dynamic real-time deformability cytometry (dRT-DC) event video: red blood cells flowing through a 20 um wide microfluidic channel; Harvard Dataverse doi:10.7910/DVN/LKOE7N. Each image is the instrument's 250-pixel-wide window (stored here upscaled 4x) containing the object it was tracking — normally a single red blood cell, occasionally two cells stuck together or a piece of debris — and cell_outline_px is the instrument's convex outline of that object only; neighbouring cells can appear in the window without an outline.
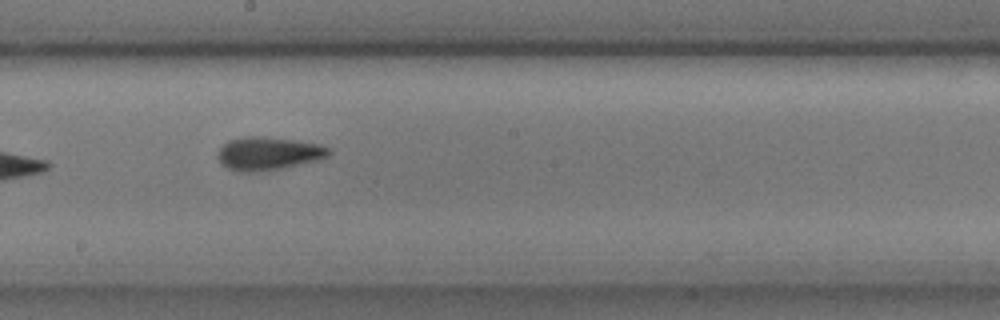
{"species": "common noctule bat (a hibernating species)", "species_latin": "Nyctalus noctula", "temperature_condition": "cold", "stored_images_in_passage": 8, "segment_of_instrument_passage": [1, 2], "camera_frame_rate_fps": 3000, "um_per_image_px": 0.085, "animal": {"sex": "male", "body_mass_g": 17.9, "forearm_length_mm": 54.2}, "frame": {"image": 1, "passage_image": 6, "time_ms": 1.667, "image_size_px": [1000, 320], "cell_outline_px": [[332, 152], [328, 156], [320, 160], [280, 168], [252, 172], [236, 172], [220, 164], [216, 156], [216, 152], [228, 140], [244, 136], [264, 136], [320, 144], [332, 148]], "centroid_in_image_um": [22.79, 13.04], "position_along_channel_um": 225.4, "area_um2": 21.73}}
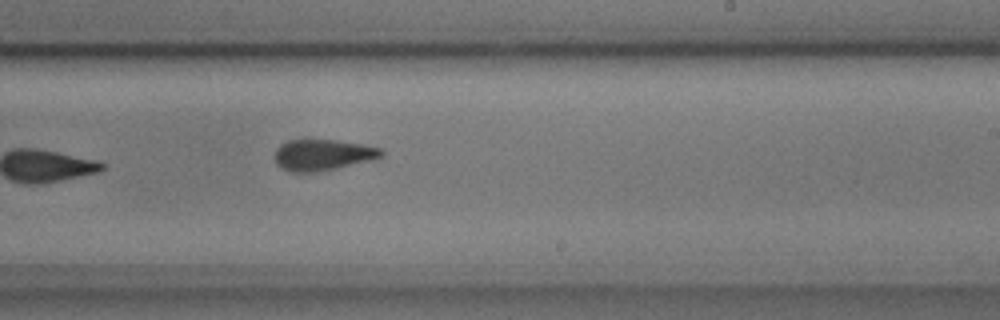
{"frame": {"image": 2, "passage_image": 7, "time_ms": 2.0, "image_size_px": [1000, 320], "cell_outline_px": [[384, 156], [372, 160], [336, 168], [316, 172], [292, 172], [280, 168], [276, 164], [276, 148], [280, 144], [288, 140], [336, 140], [364, 144], [384, 148]], "centroid_in_image_um": [27.47, 13.16], "position_along_channel_um": 261.5, "area_um2": 19.48}}